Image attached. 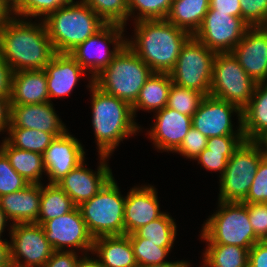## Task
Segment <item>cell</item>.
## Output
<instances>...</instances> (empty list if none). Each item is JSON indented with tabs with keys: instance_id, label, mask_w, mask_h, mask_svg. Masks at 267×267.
<instances>
[{
	"instance_id": "74e56055",
	"label": "cell",
	"mask_w": 267,
	"mask_h": 267,
	"mask_svg": "<svg viewBox=\"0 0 267 267\" xmlns=\"http://www.w3.org/2000/svg\"><path fill=\"white\" fill-rule=\"evenodd\" d=\"M203 98L204 95L196 90L172 84L166 107L192 117Z\"/></svg>"
},
{
	"instance_id": "44dd1931",
	"label": "cell",
	"mask_w": 267,
	"mask_h": 267,
	"mask_svg": "<svg viewBox=\"0 0 267 267\" xmlns=\"http://www.w3.org/2000/svg\"><path fill=\"white\" fill-rule=\"evenodd\" d=\"M63 123L56 114L53 102L11 105L9 127L40 130L58 137L68 131Z\"/></svg>"
},
{
	"instance_id": "7a4b0ae2",
	"label": "cell",
	"mask_w": 267,
	"mask_h": 267,
	"mask_svg": "<svg viewBox=\"0 0 267 267\" xmlns=\"http://www.w3.org/2000/svg\"><path fill=\"white\" fill-rule=\"evenodd\" d=\"M134 24V36L126 40V45L153 72L170 73L192 35L166 19L140 20Z\"/></svg>"
},
{
	"instance_id": "8d00e7d4",
	"label": "cell",
	"mask_w": 267,
	"mask_h": 267,
	"mask_svg": "<svg viewBox=\"0 0 267 267\" xmlns=\"http://www.w3.org/2000/svg\"><path fill=\"white\" fill-rule=\"evenodd\" d=\"M91 7L106 24L126 26L127 0H80Z\"/></svg>"
},
{
	"instance_id": "bcb514c9",
	"label": "cell",
	"mask_w": 267,
	"mask_h": 267,
	"mask_svg": "<svg viewBox=\"0 0 267 267\" xmlns=\"http://www.w3.org/2000/svg\"><path fill=\"white\" fill-rule=\"evenodd\" d=\"M248 267H267V240L258 241L249 249Z\"/></svg>"
},
{
	"instance_id": "d4e9b609",
	"label": "cell",
	"mask_w": 267,
	"mask_h": 267,
	"mask_svg": "<svg viewBox=\"0 0 267 267\" xmlns=\"http://www.w3.org/2000/svg\"><path fill=\"white\" fill-rule=\"evenodd\" d=\"M91 254L103 267H137L129 235L103 236L94 239Z\"/></svg>"
},
{
	"instance_id": "816d5d0a",
	"label": "cell",
	"mask_w": 267,
	"mask_h": 267,
	"mask_svg": "<svg viewBox=\"0 0 267 267\" xmlns=\"http://www.w3.org/2000/svg\"><path fill=\"white\" fill-rule=\"evenodd\" d=\"M12 16V2L0 0V29Z\"/></svg>"
},
{
	"instance_id": "2e32d148",
	"label": "cell",
	"mask_w": 267,
	"mask_h": 267,
	"mask_svg": "<svg viewBox=\"0 0 267 267\" xmlns=\"http://www.w3.org/2000/svg\"><path fill=\"white\" fill-rule=\"evenodd\" d=\"M97 171L87 168L85 161L71 170L57 185L67 193L78 207L95 196L113 177L108 156L99 155Z\"/></svg>"
},
{
	"instance_id": "681fc988",
	"label": "cell",
	"mask_w": 267,
	"mask_h": 267,
	"mask_svg": "<svg viewBox=\"0 0 267 267\" xmlns=\"http://www.w3.org/2000/svg\"><path fill=\"white\" fill-rule=\"evenodd\" d=\"M9 98L0 96V132H7L10 125L11 102Z\"/></svg>"
},
{
	"instance_id": "9f6ffc18",
	"label": "cell",
	"mask_w": 267,
	"mask_h": 267,
	"mask_svg": "<svg viewBox=\"0 0 267 267\" xmlns=\"http://www.w3.org/2000/svg\"><path fill=\"white\" fill-rule=\"evenodd\" d=\"M8 219L6 218L4 211L0 207V239L2 236V233L4 232V229H6V224L8 223Z\"/></svg>"
},
{
	"instance_id": "60d3db41",
	"label": "cell",
	"mask_w": 267,
	"mask_h": 267,
	"mask_svg": "<svg viewBox=\"0 0 267 267\" xmlns=\"http://www.w3.org/2000/svg\"><path fill=\"white\" fill-rule=\"evenodd\" d=\"M242 19L250 27H264L267 22V0H239Z\"/></svg>"
},
{
	"instance_id": "4fadbf2b",
	"label": "cell",
	"mask_w": 267,
	"mask_h": 267,
	"mask_svg": "<svg viewBox=\"0 0 267 267\" xmlns=\"http://www.w3.org/2000/svg\"><path fill=\"white\" fill-rule=\"evenodd\" d=\"M249 28L242 18L208 9L193 37L215 53H231Z\"/></svg>"
},
{
	"instance_id": "b9f144b4",
	"label": "cell",
	"mask_w": 267,
	"mask_h": 267,
	"mask_svg": "<svg viewBox=\"0 0 267 267\" xmlns=\"http://www.w3.org/2000/svg\"><path fill=\"white\" fill-rule=\"evenodd\" d=\"M242 203H267V159H261L246 199Z\"/></svg>"
},
{
	"instance_id": "ac0fdd59",
	"label": "cell",
	"mask_w": 267,
	"mask_h": 267,
	"mask_svg": "<svg viewBox=\"0 0 267 267\" xmlns=\"http://www.w3.org/2000/svg\"><path fill=\"white\" fill-rule=\"evenodd\" d=\"M256 82H267V28L250 27L231 52Z\"/></svg>"
},
{
	"instance_id": "d6a6232c",
	"label": "cell",
	"mask_w": 267,
	"mask_h": 267,
	"mask_svg": "<svg viewBox=\"0 0 267 267\" xmlns=\"http://www.w3.org/2000/svg\"><path fill=\"white\" fill-rule=\"evenodd\" d=\"M177 235V226L175 220L169 213H164L158 219L141 226L129 238H146L149 242L162 243V247L170 251L174 247V241Z\"/></svg>"
},
{
	"instance_id": "83f0119b",
	"label": "cell",
	"mask_w": 267,
	"mask_h": 267,
	"mask_svg": "<svg viewBox=\"0 0 267 267\" xmlns=\"http://www.w3.org/2000/svg\"><path fill=\"white\" fill-rule=\"evenodd\" d=\"M266 130L267 82H259L248 105L242 110V132L245 140L253 141Z\"/></svg>"
},
{
	"instance_id": "7bdbcfd3",
	"label": "cell",
	"mask_w": 267,
	"mask_h": 267,
	"mask_svg": "<svg viewBox=\"0 0 267 267\" xmlns=\"http://www.w3.org/2000/svg\"><path fill=\"white\" fill-rule=\"evenodd\" d=\"M207 141L208 138L205 135L191 126L188 134L174 153L194 160L207 147Z\"/></svg>"
},
{
	"instance_id": "e0dca14e",
	"label": "cell",
	"mask_w": 267,
	"mask_h": 267,
	"mask_svg": "<svg viewBox=\"0 0 267 267\" xmlns=\"http://www.w3.org/2000/svg\"><path fill=\"white\" fill-rule=\"evenodd\" d=\"M85 150L77 138L68 131L55 137L43 153L48 184H57L71 170L85 160Z\"/></svg>"
},
{
	"instance_id": "11a10c76",
	"label": "cell",
	"mask_w": 267,
	"mask_h": 267,
	"mask_svg": "<svg viewBox=\"0 0 267 267\" xmlns=\"http://www.w3.org/2000/svg\"><path fill=\"white\" fill-rule=\"evenodd\" d=\"M188 261H184V260H180V261H175V262H172V261H168L166 263H163V264H157V265H140V266H137V267H185L186 263Z\"/></svg>"
},
{
	"instance_id": "5b68a950",
	"label": "cell",
	"mask_w": 267,
	"mask_h": 267,
	"mask_svg": "<svg viewBox=\"0 0 267 267\" xmlns=\"http://www.w3.org/2000/svg\"><path fill=\"white\" fill-rule=\"evenodd\" d=\"M153 71L127 45L94 79L102 91L117 97L131 106Z\"/></svg>"
},
{
	"instance_id": "484cf974",
	"label": "cell",
	"mask_w": 267,
	"mask_h": 267,
	"mask_svg": "<svg viewBox=\"0 0 267 267\" xmlns=\"http://www.w3.org/2000/svg\"><path fill=\"white\" fill-rule=\"evenodd\" d=\"M243 135H224L208 138L207 147L194 159L206 170L224 174L234 151L244 141Z\"/></svg>"
},
{
	"instance_id": "c3c4849f",
	"label": "cell",
	"mask_w": 267,
	"mask_h": 267,
	"mask_svg": "<svg viewBox=\"0 0 267 267\" xmlns=\"http://www.w3.org/2000/svg\"><path fill=\"white\" fill-rule=\"evenodd\" d=\"M209 10L228 13L231 16L242 18L239 0H210Z\"/></svg>"
},
{
	"instance_id": "30bf717a",
	"label": "cell",
	"mask_w": 267,
	"mask_h": 267,
	"mask_svg": "<svg viewBox=\"0 0 267 267\" xmlns=\"http://www.w3.org/2000/svg\"><path fill=\"white\" fill-rule=\"evenodd\" d=\"M216 53L193 36L182 47L174 69L173 84L209 95Z\"/></svg>"
},
{
	"instance_id": "9a60e30c",
	"label": "cell",
	"mask_w": 267,
	"mask_h": 267,
	"mask_svg": "<svg viewBox=\"0 0 267 267\" xmlns=\"http://www.w3.org/2000/svg\"><path fill=\"white\" fill-rule=\"evenodd\" d=\"M237 114L238 127L233 130L232 115ZM192 126L207 138L224 135H243L242 111L234 104L211 95L204 96L192 116Z\"/></svg>"
},
{
	"instance_id": "6da1fadb",
	"label": "cell",
	"mask_w": 267,
	"mask_h": 267,
	"mask_svg": "<svg viewBox=\"0 0 267 267\" xmlns=\"http://www.w3.org/2000/svg\"><path fill=\"white\" fill-rule=\"evenodd\" d=\"M12 16L0 29V54L16 71L44 69L56 54L45 24Z\"/></svg>"
},
{
	"instance_id": "4316f807",
	"label": "cell",
	"mask_w": 267,
	"mask_h": 267,
	"mask_svg": "<svg viewBox=\"0 0 267 267\" xmlns=\"http://www.w3.org/2000/svg\"><path fill=\"white\" fill-rule=\"evenodd\" d=\"M172 84L170 73L153 72L141 88L136 102L132 105L134 117L138 110L155 113L166 107Z\"/></svg>"
},
{
	"instance_id": "277c9868",
	"label": "cell",
	"mask_w": 267,
	"mask_h": 267,
	"mask_svg": "<svg viewBox=\"0 0 267 267\" xmlns=\"http://www.w3.org/2000/svg\"><path fill=\"white\" fill-rule=\"evenodd\" d=\"M56 53H69L106 23L88 5L72 1L42 19Z\"/></svg>"
},
{
	"instance_id": "7dc6e473",
	"label": "cell",
	"mask_w": 267,
	"mask_h": 267,
	"mask_svg": "<svg viewBox=\"0 0 267 267\" xmlns=\"http://www.w3.org/2000/svg\"><path fill=\"white\" fill-rule=\"evenodd\" d=\"M14 71L0 54V96L10 97Z\"/></svg>"
},
{
	"instance_id": "7c38bea8",
	"label": "cell",
	"mask_w": 267,
	"mask_h": 267,
	"mask_svg": "<svg viewBox=\"0 0 267 267\" xmlns=\"http://www.w3.org/2000/svg\"><path fill=\"white\" fill-rule=\"evenodd\" d=\"M8 230L12 267H43L52 256L54 249L46 239L42 225L10 223Z\"/></svg>"
},
{
	"instance_id": "4dcf8cb0",
	"label": "cell",
	"mask_w": 267,
	"mask_h": 267,
	"mask_svg": "<svg viewBox=\"0 0 267 267\" xmlns=\"http://www.w3.org/2000/svg\"><path fill=\"white\" fill-rule=\"evenodd\" d=\"M46 184L45 186L41 184L40 212L36 222L40 225L77 207L70 196L57 184Z\"/></svg>"
},
{
	"instance_id": "9c48e42d",
	"label": "cell",
	"mask_w": 267,
	"mask_h": 267,
	"mask_svg": "<svg viewBox=\"0 0 267 267\" xmlns=\"http://www.w3.org/2000/svg\"><path fill=\"white\" fill-rule=\"evenodd\" d=\"M262 155L252 142L244 140L229 159L219 177L218 201L243 202L249 192Z\"/></svg>"
},
{
	"instance_id": "f1b7e54d",
	"label": "cell",
	"mask_w": 267,
	"mask_h": 267,
	"mask_svg": "<svg viewBox=\"0 0 267 267\" xmlns=\"http://www.w3.org/2000/svg\"><path fill=\"white\" fill-rule=\"evenodd\" d=\"M0 150L15 171L30 184H42V175L46 172L42 154L13 147L5 139L2 140Z\"/></svg>"
},
{
	"instance_id": "f546056e",
	"label": "cell",
	"mask_w": 267,
	"mask_h": 267,
	"mask_svg": "<svg viewBox=\"0 0 267 267\" xmlns=\"http://www.w3.org/2000/svg\"><path fill=\"white\" fill-rule=\"evenodd\" d=\"M210 0H173L166 20L192 36L210 8Z\"/></svg>"
},
{
	"instance_id": "cb8c5ba5",
	"label": "cell",
	"mask_w": 267,
	"mask_h": 267,
	"mask_svg": "<svg viewBox=\"0 0 267 267\" xmlns=\"http://www.w3.org/2000/svg\"><path fill=\"white\" fill-rule=\"evenodd\" d=\"M44 69L13 73L11 105L41 104L50 102Z\"/></svg>"
},
{
	"instance_id": "603a6c76",
	"label": "cell",
	"mask_w": 267,
	"mask_h": 267,
	"mask_svg": "<svg viewBox=\"0 0 267 267\" xmlns=\"http://www.w3.org/2000/svg\"><path fill=\"white\" fill-rule=\"evenodd\" d=\"M41 184L0 196V207L6 218L16 223H36L40 212Z\"/></svg>"
},
{
	"instance_id": "ffe728a7",
	"label": "cell",
	"mask_w": 267,
	"mask_h": 267,
	"mask_svg": "<svg viewBox=\"0 0 267 267\" xmlns=\"http://www.w3.org/2000/svg\"><path fill=\"white\" fill-rule=\"evenodd\" d=\"M156 188L152 185L135 186L126 195L124 205L125 235L161 217Z\"/></svg>"
},
{
	"instance_id": "1f68e13d",
	"label": "cell",
	"mask_w": 267,
	"mask_h": 267,
	"mask_svg": "<svg viewBox=\"0 0 267 267\" xmlns=\"http://www.w3.org/2000/svg\"><path fill=\"white\" fill-rule=\"evenodd\" d=\"M249 250L235 245L207 244L203 263L207 267H248Z\"/></svg>"
},
{
	"instance_id": "f35d334b",
	"label": "cell",
	"mask_w": 267,
	"mask_h": 267,
	"mask_svg": "<svg viewBox=\"0 0 267 267\" xmlns=\"http://www.w3.org/2000/svg\"><path fill=\"white\" fill-rule=\"evenodd\" d=\"M133 247L134 257L138 266L157 265L168 262L165 260L170 253L162 243L149 242L146 238H129Z\"/></svg>"
},
{
	"instance_id": "ee69618b",
	"label": "cell",
	"mask_w": 267,
	"mask_h": 267,
	"mask_svg": "<svg viewBox=\"0 0 267 267\" xmlns=\"http://www.w3.org/2000/svg\"><path fill=\"white\" fill-rule=\"evenodd\" d=\"M248 208L249 221L255 236L267 240V203H244Z\"/></svg>"
},
{
	"instance_id": "f6af8a7d",
	"label": "cell",
	"mask_w": 267,
	"mask_h": 267,
	"mask_svg": "<svg viewBox=\"0 0 267 267\" xmlns=\"http://www.w3.org/2000/svg\"><path fill=\"white\" fill-rule=\"evenodd\" d=\"M75 251H54L43 267H76L79 260Z\"/></svg>"
},
{
	"instance_id": "6f0895ef",
	"label": "cell",
	"mask_w": 267,
	"mask_h": 267,
	"mask_svg": "<svg viewBox=\"0 0 267 267\" xmlns=\"http://www.w3.org/2000/svg\"><path fill=\"white\" fill-rule=\"evenodd\" d=\"M185 267H191L190 263L187 262L186 265H185ZM200 267H207V266L203 263V266H200Z\"/></svg>"
},
{
	"instance_id": "d6986e66",
	"label": "cell",
	"mask_w": 267,
	"mask_h": 267,
	"mask_svg": "<svg viewBox=\"0 0 267 267\" xmlns=\"http://www.w3.org/2000/svg\"><path fill=\"white\" fill-rule=\"evenodd\" d=\"M148 136L157 150L174 153L192 126V117L164 107L155 112Z\"/></svg>"
},
{
	"instance_id": "f5cc1de1",
	"label": "cell",
	"mask_w": 267,
	"mask_h": 267,
	"mask_svg": "<svg viewBox=\"0 0 267 267\" xmlns=\"http://www.w3.org/2000/svg\"><path fill=\"white\" fill-rule=\"evenodd\" d=\"M252 142L258 147L262 157L267 159V130L260 133Z\"/></svg>"
},
{
	"instance_id": "f907efd6",
	"label": "cell",
	"mask_w": 267,
	"mask_h": 267,
	"mask_svg": "<svg viewBox=\"0 0 267 267\" xmlns=\"http://www.w3.org/2000/svg\"><path fill=\"white\" fill-rule=\"evenodd\" d=\"M0 267H12L10 260V242L0 239Z\"/></svg>"
},
{
	"instance_id": "5bb4252c",
	"label": "cell",
	"mask_w": 267,
	"mask_h": 267,
	"mask_svg": "<svg viewBox=\"0 0 267 267\" xmlns=\"http://www.w3.org/2000/svg\"><path fill=\"white\" fill-rule=\"evenodd\" d=\"M42 228L54 251H70L72 248L71 251L81 250L83 254L92 252L94 239L87 230L79 207L45 221Z\"/></svg>"
},
{
	"instance_id": "3957f363",
	"label": "cell",
	"mask_w": 267,
	"mask_h": 267,
	"mask_svg": "<svg viewBox=\"0 0 267 267\" xmlns=\"http://www.w3.org/2000/svg\"><path fill=\"white\" fill-rule=\"evenodd\" d=\"M86 86L90 88L92 126L98 154L110 157L123 139L137 135L142 128L137 124L132 106L97 87L93 78ZM129 136V137H128Z\"/></svg>"
},
{
	"instance_id": "836d02e7",
	"label": "cell",
	"mask_w": 267,
	"mask_h": 267,
	"mask_svg": "<svg viewBox=\"0 0 267 267\" xmlns=\"http://www.w3.org/2000/svg\"><path fill=\"white\" fill-rule=\"evenodd\" d=\"M7 134L8 137H5L4 139L11 146L42 155L46 148L55 139V136L52 133L19 127H8Z\"/></svg>"
},
{
	"instance_id": "db71d44e",
	"label": "cell",
	"mask_w": 267,
	"mask_h": 267,
	"mask_svg": "<svg viewBox=\"0 0 267 267\" xmlns=\"http://www.w3.org/2000/svg\"><path fill=\"white\" fill-rule=\"evenodd\" d=\"M89 253L82 254V257H79L76 267H103L99 259L90 258Z\"/></svg>"
},
{
	"instance_id": "8fae6325",
	"label": "cell",
	"mask_w": 267,
	"mask_h": 267,
	"mask_svg": "<svg viewBox=\"0 0 267 267\" xmlns=\"http://www.w3.org/2000/svg\"><path fill=\"white\" fill-rule=\"evenodd\" d=\"M124 31L125 26L106 24L100 31L77 45L68 54L87 73L89 72L88 76L91 74L90 78L94 79L126 45L127 38L124 37ZM110 44L113 45V49H109Z\"/></svg>"
},
{
	"instance_id": "e575fe53",
	"label": "cell",
	"mask_w": 267,
	"mask_h": 267,
	"mask_svg": "<svg viewBox=\"0 0 267 267\" xmlns=\"http://www.w3.org/2000/svg\"><path fill=\"white\" fill-rule=\"evenodd\" d=\"M73 0H13L12 15L23 19H44L57 9L69 5Z\"/></svg>"
},
{
	"instance_id": "ba28073f",
	"label": "cell",
	"mask_w": 267,
	"mask_h": 267,
	"mask_svg": "<svg viewBox=\"0 0 267 267\" xmlns=\"http://www.w3.org/2000/svg\"><path fill=\"white\" fill-rule=\"evenodd\" d=\"M256 84L232 53H216L209 95L234 104L242 111L251 100Z\"/></svg>"
},
{
	"instance_id": "7402d4cb",
	"label": "cell",
	"mask_w": 267,
	"mask_h": 267,
	"mask_svg": "<svg viewBox=\"0 0 267 267\" xmlns=\"http://www.w3.org/2000/svg\"><path fill=\"white\" fill-rule=\"evenodd\" d=\"M47 87L51 98L68 96L86 71L68 53H56L45 66Z\"/></svg>"
},
{
	"instance_id": "ab89813d",
	"label": "cell",
	"mask_w": 267,
	"mask_h": 267,
	"mask_svg": "<svg viewBox=\"0 0 267 267\" xmlns=\"http://www.w3.org/2000/svg\"><path fill=\"white\" fill-rule=\"evenodd\" d=\"M28 184L30 183L15 171L0 150V196L24 189Z\"/></svg>"
},
{
	"instance_id": "8992f818",
	"label": "cell",
	"mask_w": 267,
	"mask_h": 267,
	"mask_svg": "<svg viewBox=\"0 0 267 267\" xmlns=\"http://www.w3.org/2000/svg\"><path fill=\"white\" fill-rule=\"evenodd\" d=\"M217 208L200 230L203 242L235 245L249 250L260 241L252 229L244 203L218 201Z\"/></svg>"
},
{
	"instance_id": "52a82bcc",
	"label": "cell",
	"mask_w": 267,
	"mask_h": 267,
	"mask_svg": "<svg viewBox=\"0 0 267 267\" xmlns=\"http://www.w3.org/2000/svg\"><path fill=\"white\" fill-rule=\"evenodd\" d=\"M125 201L113 176L95 196L78 206L93 239L125 235Z\"/></svg>"
},
{
	"instance_id": "d590c367",
	"label": "cell",
	"mask_w": 267,
	"mask_h": 267,
	"mask_svg": "<svg viewBox=\"0 0 267 267\" xmlns=\"http://www.w3.org/2000/svg\"><path fill=\"white\" fill-rule=\"evenodd\" d=\"M172 2L173 0H127L128 19L130 17L134 18V22L166 19L170 12Z\"/></svg>"
}]
</instances>
